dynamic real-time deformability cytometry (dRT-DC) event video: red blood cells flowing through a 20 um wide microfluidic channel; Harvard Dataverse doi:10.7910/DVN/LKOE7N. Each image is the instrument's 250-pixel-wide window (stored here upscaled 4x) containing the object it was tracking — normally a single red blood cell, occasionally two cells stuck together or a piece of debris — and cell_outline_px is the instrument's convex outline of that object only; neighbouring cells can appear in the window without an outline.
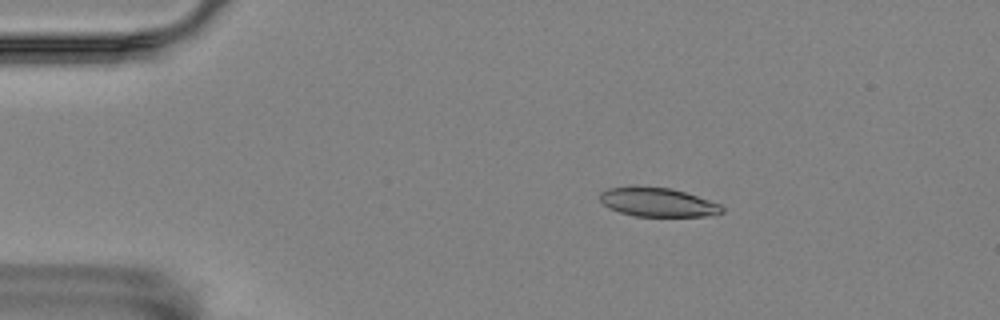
{"species": "Egyptian fruit bat (a non-hibernating species)", "species_latin": "Rousettus aegyptiacus", "temperature_condition": "room temperature", "stored_images_in_passage": 49, "camera_frame_rate_fps": 3000, "um_per_image_px": 0.085, "animal": {"sex": "female"}, "frame": {"image": 1, "passage_image": 2, "time_ms": 0.333, "image_size_px": [1000, 320], "cell_outline_px": [[724, 212], [704, 216], [636, 216], [620, 212], [608, 208], [600, 200], [600, 192], [608, 188], [628, 184], [636, 184], [672, 188], [720, 204], [724, 208]], "centroid_in_image_um": [55.83, 17.15], "position_along_channel_um": 29.2, "area_um2": 20.98}}
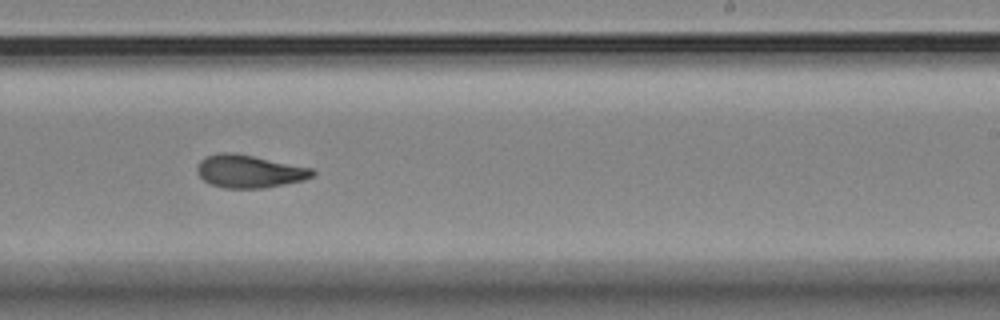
{"frame": {"image": 2, "passage_image": 27, "time_ms": 8.667, "image_size_px": [1000, 320], "cell_outline_px": [[316, 172], [312, 176], [304, 180], [284, 184], [260, 188], [224, 188], [212, 184], [204, 180], [196, 172], [196, 168], [200, 160], [204, 156], [220, 152], [236, 152], [312, 168]], "centroid_in_image_um": [21.16, 14.54], "position_along_channel_um": 267.8, "area_um2": 22.14}}
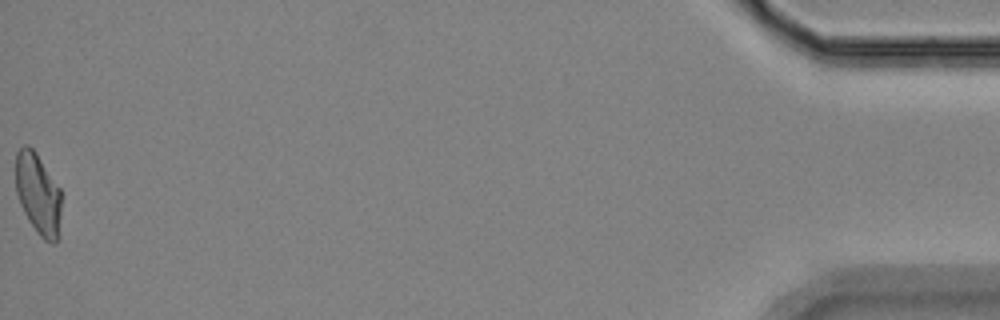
{"frame": {"image": 3, "passage_image": 49, "time_ms": 16.0, "image_size_px": [1000, 320], "cell_outline_px": [[60, 236], [52, 244], [44, 240], [40, 236], [28, 220], [20, 204], [16, 192], [16, 152], [24, 144], [28, 144], [36, 152], [60, 188]], "centroid_in_image_um": [3.24, 16.49], "position_along_channel_um": 432.0, "area_um2": 21.73}, "authors_computed_cell_mechanics": {"area_um2": 22.0218, "velocity_mm_per_s": 3.5281, "shape_relaxation_time_tau1_ms": 9.4477, "shape_relaxation_time_tau2_ms": 3.0572, "deformation_change_tau1": 0.2227, "deformation_change_tau2": 0.0992}}